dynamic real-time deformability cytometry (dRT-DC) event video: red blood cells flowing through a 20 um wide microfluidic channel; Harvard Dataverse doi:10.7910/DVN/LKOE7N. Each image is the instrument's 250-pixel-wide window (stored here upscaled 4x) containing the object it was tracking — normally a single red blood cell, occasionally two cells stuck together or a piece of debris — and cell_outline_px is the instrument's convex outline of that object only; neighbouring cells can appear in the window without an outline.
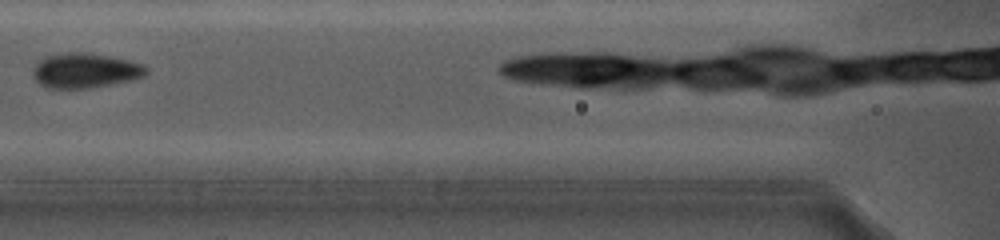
{"species": "common noctule bat (a hibernating species)", "species_latin": "Nyctalus noctula", "temperature_condition": "cold", "stored_images_in_passage": 3, "camera_frame_rate_fps": 5000, "um_per_image_px": 0.085, "animal": {"sex": "female", "body_mass_g": 19.0, "forearm_length_mm": 56.7}, "frame": {"image": 1, "passage_image": 3, "time_ms": 2.4, "image_size_px": [1000, 240], "cell_outline_px": [[148, 72], [144, 76], [132, 80], [88, 88], [44, 88], [36, 80], [32, 72], [32, 68], [44, 56], [68, 52], [80, 52], [108, 56], [128, 60], [144, 64], [148, 68]], "centroid_in_image_um": [7.23, 6.0], "position_along_channel_um": 159.4, "area_um2": 23.0}}